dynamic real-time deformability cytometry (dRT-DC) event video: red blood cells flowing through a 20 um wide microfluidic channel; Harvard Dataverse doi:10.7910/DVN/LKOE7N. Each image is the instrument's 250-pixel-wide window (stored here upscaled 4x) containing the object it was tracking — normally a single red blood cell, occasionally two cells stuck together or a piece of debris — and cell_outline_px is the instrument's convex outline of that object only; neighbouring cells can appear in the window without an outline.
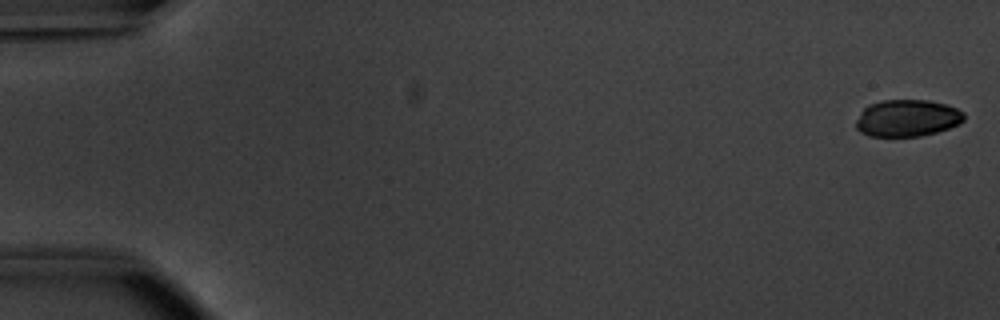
{"species": "common noctule bat (a hibernating species)", "species_latin": "Nyctalus noctula", "temperature_condition": "warm", "stored_images_in_passage": 48, "camera_frame_rate_fps": 3000, "um_per_image_px": 0.085, "animal": {"sex": "male", "body_mass_g": 20.1, "forearm_length_mm": 53.5}, "frame": {"image": 1, "passage_image": 1, "time_ms": 0.0, "image_size_px": [1000, 320], "cell_outline_px": [[964, 120], [960, 124], [936, 132], [920, 136], [868, 136], [860, 132], [856, 128], [856, 120], [860, 112], [868, 104], [884, 100], [928, 100], [944, 104], [956, 108], [964, 112]], "centroid_in_image_um": [77.1, 10.04], "position_along_channel_um": 7.9, "area_um2": 23.29}}
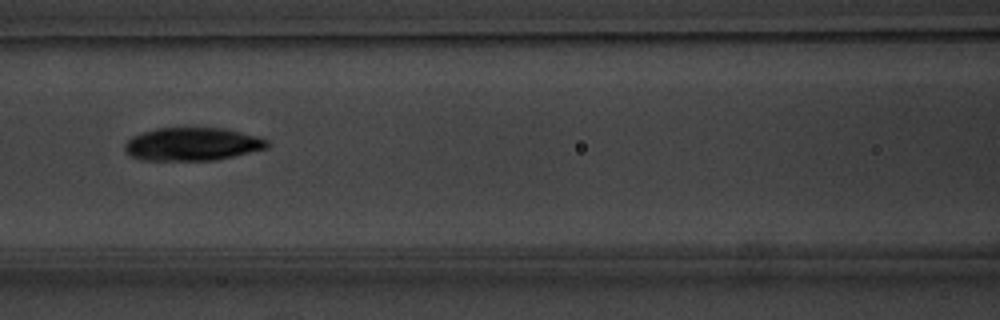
{"frame": {"image": 2, "passage_image": 24, "time_ms": 7.667, "image_size_px": [1000, 320], "cell_outline_px": [[268, 148], [216, 160], [140, 160], [124, 152], [124, 144], [132, 136], [156, 128], [224, 128], [256, 136], [268, 140]], "centroid_in_image_um": [16.32, 12.25], "position_along_channel_um": 150.3, "area_um2": 27.4}}
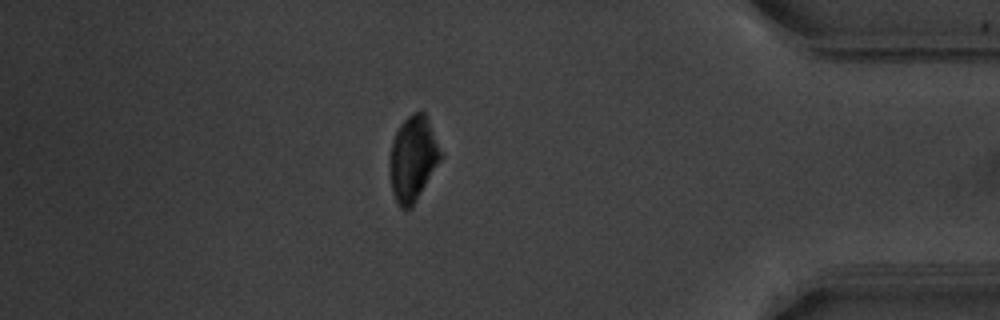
{"frame": {"image": 3, "passage_image": 46, "time_ms": 15.0, "image_size_px": [1000, 320], "cell_outline_px": [[444, 156], [412, 208], [400, 208], [392, 192], [392, 140], [400, 124], [412, 112], [420, 108], [428, 116]], "centroid_in_image_um": [35.18, 13.43], "position_along_channel_um": 400.0, "area_um2": 25.26}}